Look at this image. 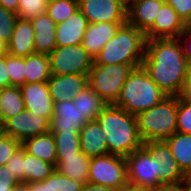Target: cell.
I'll return each instance as SVG.
<instances>
[{"label":"cell","mask_w":191,"mask_h":191,"mask_svg":"<svg viewBox=\"0 0 191 191\" xmlns=\"http://www.w3.org/2000/svg\"><path fill=\"white\" fill-rule=\"evenodd\" d=\"M142 66L167 96H178L189 63L178 38L146 39Z\"/></svg>","instance_id":"1"},{"label":"cell","mask_w":191,"mask_h":191,"mask_svg":"<svg viewBox=\"0 0 191 191\" xmlns=\"http://www.w3.org/2000/svg\"><path fill=\"white\" fill-rule=\"evenodd\" d=\"M108 146V154L126 158L130 153L143 146L136 116L126 110L107 105L96 117Z\"/></svg>","instance_id":"2"},{"label":"cell","mask_w":191,"mask_h":191,"mask_svg":"<svg viewBox=\"0 0 191 191\" xmlns=\"http://www.w3.org/2000/svg\"><path fill=\"white\" fill-rule=\"evenodd\" d=\"M145 34L128 22L121 25L94 59L93 64L142 65L145 56Z\"/></svg>","instance_id":"3"},{"label":"cell","mask_w":191,"mask_h":191,"mask_svg":"<svg viewBox=\"0 0 191 191\" xmlns=\"http://www.w3.org/2000/svg\"><path fill=\"white\" fill-rule=\"evenodd\" d=\"M166 96L141 65L129 74L114 105L137 116Z\"/></svg>","instance_id":"4"},{"label":"cell","mask_w":191,"mask_h":191,"mask_svg":"<svg viewBox=\"0 0 191 191\" xmlns=\"http://www.w3.org/2000/svg\"><path fill=\"white\" fill-rule=\"evenodd\" d=\"M143 142L165 141L177 132V96H166L136 116Z\"/></svg>","instance_id":"5"},{"label":"cell","mask_w":191,"mask_h":191,"mask_svg":"<svg viewBox=\"0 0 191 191\" xmlns=\"http://www.w3.org/2000/svg\"><path fill=\"white\" fill-rule=\"evenodd\" d=\"M139 66L141 65L93 64L88 73V86L95 91L107 105L115 104L129 74L134 68Z\"/></svg>","instance_id":"6"},{"label":"cell","mask_w":191,"mask_h":191,"mask_svg":"<svg viewBox=\"0 0 191 191\" xmlns=\"http://www.w3.org/2000/svg\"><path fill=\"white\" fill-rule=\"evenodd\" d=\"M88 182L121 188L128 182L126 159L112 154L90 157Z\"/></svg>","instance_id":"7"},{"label":"cell","mask_w":191,"mask_h":191,"mask_svg":"<svg viewBox=\"0 0 191 191\" xmlns=\"http://www.w3.org/2000/svg\"><path fill=\"white\" fill-rule=\"evenodd\" d=\"M48 56L53 75H88L94 63L82 45L56 46Z\"/></svg>","instance_id":"8"},{"label":"cell","mask_w":191,"mask_h":191,"mask_svg":"<svg viewBox=\"0 0 191 191\" xmlns=\"http://www.w3.org/2000/svg\"><path fill=\"white\" fill-rule=\"evenodd\" d=\"M143 146L154 157V168L157 178L162 184L182 183L186 175L179 168L165 141L144 142Z\"/></svg>","instance_id":"9"},{"label":"cell","mask_w":191,"mask_h":191,"mask_svg":"<svg viewBox=\"0 0 191 191\" xmlns=\"http://www.w3.org/2000/svg\"><path fill=\"white\" fill-rule=\"evenodd\" d=\"M3 133L21 143L31 137L50 132V122L40 115L27 110L7 119L2 124Z\"/></svg>","instance_id":"10"},{"label":"cell","mask_w":191,"mask_h":191,"mask_svg":"<svg viewBox=\"0 0 191 191\" xmlns=\"http://www.w3.org/2000/svg\"><path fill=\"white\" fill-rule=\"evenodd\" d=\"M125 159L129 183L145 188L162 184L155 174L154 157L144 146L130 153Z\"/></svg>","instance_id":"11"},{"label":"cell","mask_w":191,"mask_h":191,"mask_svg":"<svg viewBox=\"0 0 191 191\" xmlns=\"http://www.w3.org/2000/svg\"><path fill=\"white\" fill-rule=\"evenodd\" d=\"M88 23H126L127 8L118 0H78Z\"/></svg>","instance_id":"12"},{"label":"cell","mask_w":191,"mask_h":191,"mask_svg":"<svg viewBox=\"0 0 191 191\" xmlns=\"http://www.w3.org/2000/svg\"><path fill=\"white\" fill-rule=\"evenodd\" d=\"M25 110L46 118L49 122L53 116L54 101L49 93L47 82L24 83L20 86Z\"/></svg>","instance_id":"13"},{"label":"cell","mask_w":191,"mask_h":191,"mask_svg":"<svg viewBox=\"0 0 191 191\" xmlns=\"http://www.w3.org/2000/svg\"><path fill=\"white\" fill-rule=\"evenodd\" d=\"M186 25L176 11L164 2L156 15L153 26L145 33L146 39L178 38Z\"/></svg>","instance_id":"14"},{"label":"cell","mask_w":191,"mask_h":191,"mask_svg":"<svg viewBox=\"0 0 191 191\" xmlns=\"http://www.w3.org/2000/svg\"><path fill=\"white\" fill-rule=\"evenodd\" d=\"M87 122L73 100L54 103L50 131L80 132Z\"/></svg>","instance_id":"15"},{"label":"cell","mask_w":191,"mask_h":191,"mask_svg":"<svg viewBox=\"0 0 191 191\" xmlns=\"http://www.w3.org/2000/svg\"><path fill=\"white\" fill-rule=\"evenodd\" d=\"M54 103L72 100L88 86V75H53L47 81Z\"/></svg>","instance_id":"16"},{"label":"cell","mask_w":191,"mask_h":191,"mask_svg":"<svg viewBox=\"0 0 191 191\" xmlns=\"http://www.w3.org/2000/svg\"><path fill=\"white\" fill-rule=\"evenodd\" d=\"M165 0H130L127 22L144 34L153 26Z\"/></svg>","instance_id":"17"},{"label":"cell","mask_w":191,"mask_h":191,"mask_svg":"<svg viewBox=\"0 0 191 191\" xmlns=\"http://www.w3.org/2000/svg\"><path fill=\"white\" fill-rule=\"evenodd\" d=\"M87 26V18L77 9L66 21L57 24L56 45H81Z\"/></svg>","instance_id":"18"},{"label":"cell","mask_w":191,"mask_h":191,"mask_svg":"<svg viewBox=\"0 0 191 191\" xmlns=\"http://www.w3.org/2000/svg\"><path fill=\"white\" fill-rule=\"evenodd\" d=\"M123 24L110 22L88 23L81 45L92 59H95L106 42L116 34Z\"/></svg>","instance_id":"19"},{"label":"cell","mask_w":191,"mask_h":191,"mask_svg":"<svg viewBox=\"0 0 191 191\" xmlns=\"http://www.w3.org/2000/svg\"><path fill=\"white\" fill-rule=\"evenodd\" d=\"M34 34V29L29 20L17 19L12 37L6 46L7 53L20 58L34 54Z\"/></svg>","instance_id":"20"},{"label":"cell","mask_w":191,"mask_h":191,"mask_svg":"<svg viewBox=\"0 0 191 191\" xmlns=\"http://www.w3.org/2000/svg\"><path fill=\"white\" fill-rule=\"evenodd\" d=\"M35 32L34 50L36 54L49 55L56 45L57 24L47 13L40 14L30 20Z\"/></svg>","instance_id":"21"},{"label":"cell","mask_w":191,"mask_h":191,"mask_svg":"<svg viewBox=\"0 0 191 191\" xmlns=\"http://www.w3.org/2000/svg\"><path fill=\"white\" fill-rule=\"evenodd\" d=\"M81 151L89 157L108 154L105 133L97 120L88 121L80 130Z\"/></svg>","instance_id":"22"},{"label":"cell","mask_w":191,"mask_h":191,"mask_svg":"<svg viewBox=\"0 0 191 191\" xmlns=\"http://www.w3.org/2000/svg\"><path fill=\"white\" fill-rule=\"evenodd\" d=\"M25 151L40 160L57 164L55 139L51 132L28 138L21 143Z\"/></svg>","instance_id":"23"},{"label":"cell","mask_w":191,"mask_h":191,"mask_svg":"<svg viewBox=\"0 0 191 191\" xmlns=\"http://www.w3.org/2000/svg\"><path fill=\"white\" fill-rule=\"evenodd\" d=\"M89 167L90 157L79 152L75 156H64L56 164L55 170L70 179L86 184L88 183Z\"/></svg>","instance_id":"24"},{"label":"cell","mask_w":191,"mask_h":191,"mask_svg":"<svg viewBox=\"0 0 191 191\" xmlns=\"http://www.w3.org/2000/svg\"><path fill=\"white\" fill-rule=\"evenodd\" d=\"M172 156L185 175L191 174V134L176 132L165 140Z\"/></svg>","instance_id":"25"},{"label":"cell","mask_w":191,"mask_h":191,"mask_svg":"<svg viewBox=\"0 0 191 191\" xmlns=\"http://www.w3.org/2000/svg\"><path fill=\"white\" fill-rule=\"evenodd\" d=\"M25 110L19 86L4 87L0 93V123Z\"/></svg>","instance_id":"26"},{"label":"cell","mask_w":191,"mask_h":191,"mask_svg":"<svg viewBox=\"0 0 191 191\" xmlns=\"http://www.w3.org/2000/svg\"><path fill=\"white\" fill-rule=\"evenodd\" d=\"M25 83L47 82L51 77L48 55L31 54L25 57Z\"/></svg>","instance_id":"27"},{"label":"cell","mask_w":191,"mask_h":191,"mask_svg":"<svg viewBox=\"0 0 191 191\" xmlns=\"http://www.w3.org/2000/svg\"><path fill=\"white\" fill-rule=\"evenodd\" d=\"M72 100L87 121L96 120V117L107 106V103H105L89 86L85 87Z\"/></svg>","instance_id":"28"},{"label":"cell","mask_w":191,"mask_h":191,"mask_svg":"<svg viewBox=\"0 0 191 191\" xmlns=\"http://www.w3.org/2000/svg\"><path fill=\"white\" fill-rule=\"evenodd\" d=\"M55 170L51 163L28 154L24 149V179L25 183H38L48 178Z\"/></svg>","instance_id":"29"},{"label":"cell","mask_w":191,"mask_h":191,"mask_svg":"<svg viewBox=\"0 0 191 191\" xmlns=\"http://www.w3.org/2000/svg\"><path fill=\"white\" fill-rule=\"evenodd\" d=\"M55 139L57 163L64 156H75L81 151L79 132L50 131Z\"/></svg>","instance_id":"30"},{"label":"cell","mask_w":191,"mask_h":191,"mask_svg":"<svg viewBox=\"0 0 191 191\" xmlns=\"http://www.w3.org/2000/svg\"><path fill=\"white\" fill-rule=\"evenodd\" d=\"M77 9H79L78 0H50L46 13L56 24H59L66 21Z\"/></svg>","instance_id":"31"},{"label":"cell","mask_w":191,"mask_h":191,"mask_svg":"<svg viewBox=\"0 0 191 191\" xmlns=\"http://www.w3.org/2000/svg\"><path fill=\"white\" fill-rule=\"evenodd\" d=\"M50 0H19L17 18L21 20H32L40 14L46 13Z\"/></svg>","instance_id":"32"},{"label":"cell","mask_w":191,"mask_h":191,"mask_svg":"<svg viewBox=\"0 0 191 191\" xmlns=\"http://www.w3.org/2000/svg\"><path fill=\"white\" fill-rule=\"evenodd\" d=\"M7 73L10 78V86H22L25 83V58L13 57L6 53Z\"/></svg>","instance_id":"33"},{"label":"cell","mask_w":191,"mask_h":191,"mask_svg":"<svg viewBox=\"0 0 191 191\" xmlns=\"http://www.w3.org/2000/svg\"><path fill=\"white\" fill-rule=\"evenodd\" d=\"M84 184L54 170L48 177V191H80Z\"/></svg>","instance_id":"34"},{"label":"cell","mask_w":191,"mask_h":191,"mask_svg":"<svg viewBox=\"0 0 191 191\" xmlns=\"http://www.w3.org/2000/svg\"><path fill=\"white\" fill-rule=\"evenodd\" d=\"M17 14L0 5V41L6 46L12 37L17 21Z\"/></svg>","instance_id":"35"},{"label":"cell","mask_w":191,"mask_h":191,"mask_svg":"<svg viewBox=\"0 0 191 191\" xmlns=\"http://www.w3.org/2000/svg\"><path fill=\"white\" fill-rule=\"evenodd\" d=\"M177 132L191 134V102L181 101L177 96Z\"/></svg>","instance_id":"36"},{"label":"cell","mask_w":191,"mask_h":191,"mask_svg":"<svg viewBox=\"0 0 191 191\" xmlns=\"http://www.w3.org/2000/svg\"><path fill=\"white\" fill-rule=\"evenodd\" d=\"M21 146V142L2 133L0 135V166L6 165L12 154Z\"/></svg>","instance_id":"37"},{"label":"cell","mask_w":191,"mask_h":191,"mask_svg":"<svg viewBox=\"0 0 191 191\" xmlns=\"http://www.w3.org/2000/svg\"><path fill=\"white\" fill-rule=\"evenodd\" d=\"M6 166L13 172L15 179L18 182H23L24 179V148L20 146L7 162Z\"/></svg>","instance_id":"38"},{"label":"cell","mask_w":191,"mask_h":191,"mask_svg":"<svg viewBox=\"0 0 191 191\" xmlns=\"http://www.w3.org/2000/svg\"><path fill=\"white\" fill-rule=\"evenodd\" d=\"M172 6L185 25L191 20V0H165Z\"/></svg>","instance_id":"39"},{"label":"cell","mask_w":191,"mask_h":191,"mask_svg":"<svg viewBox=\"0 0 191 191\" xmlns=\"http://www.w3.org/2000/svg\"><path fill=\"white\" fill-rule=\"evenodd\" d=\"M19 183L6 165L0 166V191H11Z\"/></svg>","instance_id":"40"},{"label":"cell","mask_w":191,"mask_h":191,"mask_svg":"<svg viewBox=\"0 0 191 191\" xmlns=\"http://www.w3.org/2000/svg\"><path fill=\"white\" fill-rule=\"evenodd\" d=\"M178 39L181 42L185 58L188 63L191 64V30L189 28H185Z\"/></svg>","instance_id":"41"},{"label":"cell","mask_w":191,"mask_h":191,"mask_svg":"<svg viewBox=\"0 0 191 191\" xmlns=\"http://www.w3.org/2000/svg\"><path fill=\"white\" fill-rule=\"evenodd\" d=\"M178 99L181 101L191 102V64L188 66L185 81L183 82L181 91L178 94Z\"/></svg>","instance_id":"42"},{"label":"cell","mask_w":191,"mask_h":191,"mask_svg":"<svg viewBox=\"0 0 191 191\" xmlns=\"http://www.w3.org/2000/svg\"><path fill=\"white\" fill-rule=\"evenodd\" d=\"M6 64V53L0 54V85L3 87L10 86V78L8 71L5 67Z\"/></svg>","instance_id":"43"},{"label":"cell","mask_w":191,"mask_h":191,"mask_svg":"<svg viewBox=\"0 0 191 191\" xmlns=\"http://www.w3.org/2000/svg\"><path fill=\"white\" fill-rule=\"evenodd\" d=\"M149 191H185L183 182L175 184H161L149 188Z\"/></svg>","instance_id":"44"},{"label":"cell","mask_w":191,"mask_h":191,"mask_svg":"<svg viewBox=\"0 0 191 191\" xmlns=\"http://www.w3.org/2000/svg\"><path fill=\"white\" fill-rule=\"evenodd\" d=\"M118 189L112 187H106L103 185L86 183L82 186L80 191H117Z\"/></svg>","instance_id":"45"},{"label":"cell","mask_w":191,"mask_h":191,"mask_svg":"<svg viewBox=\"0 0 191 191\" xmlns=\"http://www.w3.org/2000/svg\"><path fill=\"white\" fill-rule=\"evenodd\" d=\"M19 0H0V5L17 14Z\"/></svg>","instance_id":"46"},{"label":"cell","mask_w":191,"mask_h":191,"mask_svg":"<svg viewBox=\"0 0 191 191\" xmlns=\"http://www.w3.org/2000/svg\"><path fill=\"white\" fill-rule=\"evenodd\" d=\"M30 191H48V178L42 182L30 183Z\"/></svg>","instance_id":"47"},{"label":"cell","mask_w":191,"mask_h":191,"mask_svg":"<svg viewBox=\"0 0 191 191\" xmlns=\"http://www.w3.org/2000/svg\"><path fill=\"white\" fill-rule=\"evenodd\" d=\"M117 191H149V188H145V187L134 185L127 182L124 186L119 188Z\"/></svg>","instance_id":"48"},{"label":"cell","mask_w":191,"mask_h":191,"mask_svg":"<svg viewBox=\"0 0 191 191\" xmlns=\"http://www.w3.org/2000/svg\"><path fill=\"white\" fill-rule=\"evenodd\" d=\"M11 191H30V183L19 182L11 189Z\"/></svg>","instance_id":"49"},{"label":"cell","mask_w":191,"mask_h":191,"mask_svg":"<svg viewBox=\"0 0 191 191\" xmlns=\"http://www.w3.org/2000/svg\"><path fill=\"white\" fill-rule=\"evenodd\" d=\"M185 191H191V174L186 175L185 180L183 181Z\"/></svg>","instance_id":"50"},{"label":"cell","mask_w":191,"mask_h":191,"mask_svg":"<svg viewBox=\"0 0 191 191\" xmlns=\"http://www.w3.org/2000/svg\"><path fill=\"white\" fill-rule=\"evenodd\" d=\"M7 53L6 45L0 41V54Z\"/></svg>","instance_id":"51"},{"label":"cell","mask_w":191,"mask_h":191,"mask_svg":"<svg viewBox=\"0 0 191 191\" xmlns=\"http://www.w3.org/2000/svg\"><path fill=\"white\" fill-rule=\"evenodd\" d=\"M118 1L121 2L126 8H128L130 4V0H118Z\"/></svg>","instance_id":"52"},{"label":"cell","mask_w":191,"mask_h":191,"mask_svg":"<svg viewBox=\"0 0 191 191\" xmlns=\"http://www.w3.org/2000/svg\"><path fill=\"white\" fill-rule=\"evenodd\" d=\"M186 28H189L191 30V20L189 21V23L186 25Z\"/></svg>","instance_id":"53"},{"label":"cell","mask_w":191,"mask_h":191,"mask_svg":"<svg viewBox=\"0 0 191 191\" xmlns=\"http://www.w3.org/2000/svg\"><path fill=\"white\" fill-rule=\"evenodd\" d=\"M3 133L2 124L0 123V135Z\"/></svg>","instance_id":"54"},{"label":"cell","mask_w":191,"mask_h":191,"mask_svg":"<svg viewBox=\"0 0 191 191\" xmlns=\"http://www.w3.org/2000/svg\"><path fill=\"white\" fill-rule=\"evenodd\" d=\"M3 88H4V87L0 85V93H1V91H2Z\"/></svg>","instance_id":"55"}]
</instances>
